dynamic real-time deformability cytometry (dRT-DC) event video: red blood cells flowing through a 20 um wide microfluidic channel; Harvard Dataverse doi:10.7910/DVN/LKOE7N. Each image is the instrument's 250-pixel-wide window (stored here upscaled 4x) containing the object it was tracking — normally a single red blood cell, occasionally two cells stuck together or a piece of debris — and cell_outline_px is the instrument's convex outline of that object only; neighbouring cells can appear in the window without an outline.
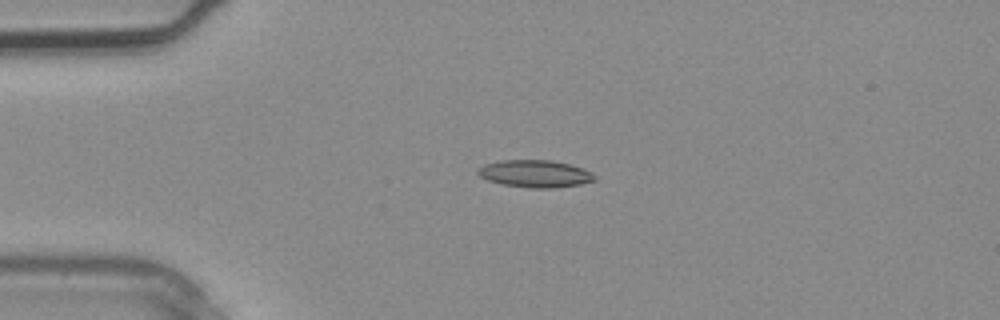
{"species": "common noctule bat (a hibernating species)", "species_latin": "Nyctalus noctula", "temperature_condition": "warm", "stored_images_in_passage": 2, "camera_frame_rate_fps": 3000, "um_per_image_px": 0.085, "animal": {"sex": "male", "body_mass_g": 20.4}, "frame": {"image": 1, "passage_image": 1, "time_ms": 0.0, "image_size_px": [1000, 320], "cell_outline_px": [[596, 180], [580, 184], [552, 188], [532, 188], [504, 184], [488, 180], [480, 176], [476, 172], [484, 164], [500, 160], [552, 160], [568, 164], [592, 172], [596, 176]], "centroid_in_image_um": [45.49, 14.76], "position_along_channel_um": 39.5, "area_um2": 18.38}}
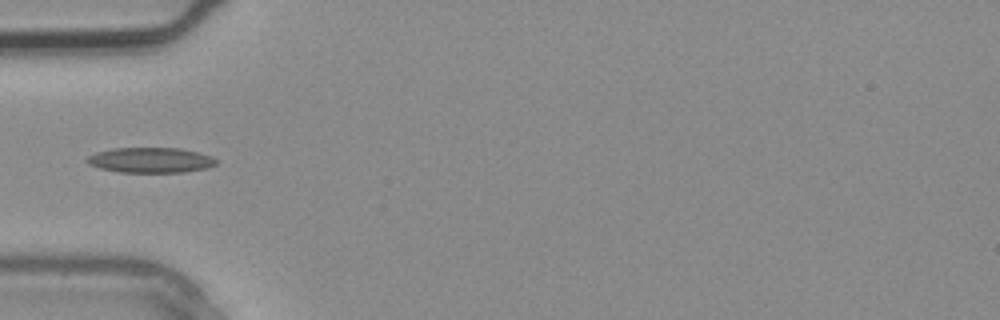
{"frame": {"image": 2, "passage_image": 2, "time_ms": 0.333, "image_size_px": [1000, 320], "cell_outline_px": [[216, 164], [208, 168], [184, 172], [120, 172], [100, 168], [88, 164], [84, 160], [88, 156], [96, 152], [112, 148], [180, 148], [212, 156], [216, 160]], "centroid_in_image_um": [12.77, 13.61], "position_along_channel_um": 72.2, "area_um2": 19.02}}